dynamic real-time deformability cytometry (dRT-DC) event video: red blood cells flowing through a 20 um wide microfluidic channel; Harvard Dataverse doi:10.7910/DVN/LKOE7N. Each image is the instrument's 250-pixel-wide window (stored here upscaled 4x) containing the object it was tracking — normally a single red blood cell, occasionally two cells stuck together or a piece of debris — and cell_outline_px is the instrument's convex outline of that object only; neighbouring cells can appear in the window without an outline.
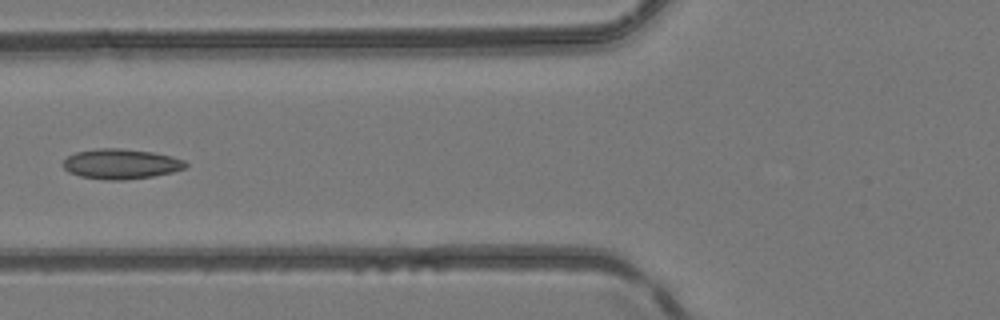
{"species": "common noctule bat (a hibernating species)", "species_latin": "Nyctalus noctula", "temperature_condition": "room temperature", "stored_images_in_passage": 6, "camera_frame_rate_fps": 3000, "um_per_image_px": 0.085, "animal": {"sex": "female", "body_mass_g": 24.6, "forearm_length_mm": 56.2}, "frame": {"image": 1, "passage_image": 6, "time_ms": 6.0, "image_size_px": [1000, 320], "cell_outline_px": [[188, 164], [184, 168], [172, 172], [152, 176], [124, 180], [108, 180], [80, 176], [68, 172], [64, 168], [64, 160], [68, 156], [76, 152], [100, 148], [120, 148], [152, 152], [172, 156], [184, 160]], "centroid_in_image_um": [10.28, 13.93], "position_along_channel_um": 115.5, "area_um2": 21.33}}